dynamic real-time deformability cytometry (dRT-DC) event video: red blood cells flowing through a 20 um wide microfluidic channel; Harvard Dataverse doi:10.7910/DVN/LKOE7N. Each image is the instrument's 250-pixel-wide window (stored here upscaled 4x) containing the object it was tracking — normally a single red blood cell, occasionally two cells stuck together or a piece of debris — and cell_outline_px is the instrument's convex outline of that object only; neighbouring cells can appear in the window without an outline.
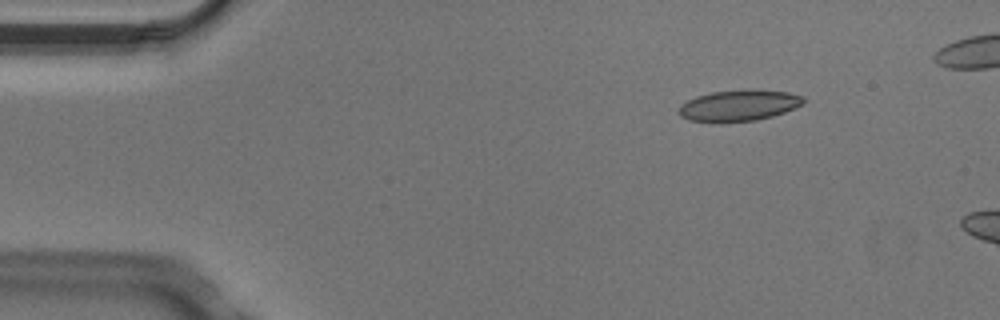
{"species": "Egyptian fruit bat (a non-hibernating species)", "species_latin": "Rousettus aegyptiacus", "temperature_condition": "cold", "stored_images_in_passage": 4, "camera_frame_rate_fps": 3000, "um_per_image_px": 0.085, "animal": {"sex": "male"}, "frame": {"image": 1, "passage_image": 2, "time_ms": 0.333, "image_size_px": [1000, 320], "cell_outline_px": [[804, 104], [784, 112], [772, 116], [756, 120], [720, 124], [688, 120], [680, 116], [680, 104], [696, 96], [712, 92], [788, 92], [804, 96]], "centroid_in_image_um": [62.75, 9.03], "position_along_channel_um": 22.2, "area_um2": 22.08}}